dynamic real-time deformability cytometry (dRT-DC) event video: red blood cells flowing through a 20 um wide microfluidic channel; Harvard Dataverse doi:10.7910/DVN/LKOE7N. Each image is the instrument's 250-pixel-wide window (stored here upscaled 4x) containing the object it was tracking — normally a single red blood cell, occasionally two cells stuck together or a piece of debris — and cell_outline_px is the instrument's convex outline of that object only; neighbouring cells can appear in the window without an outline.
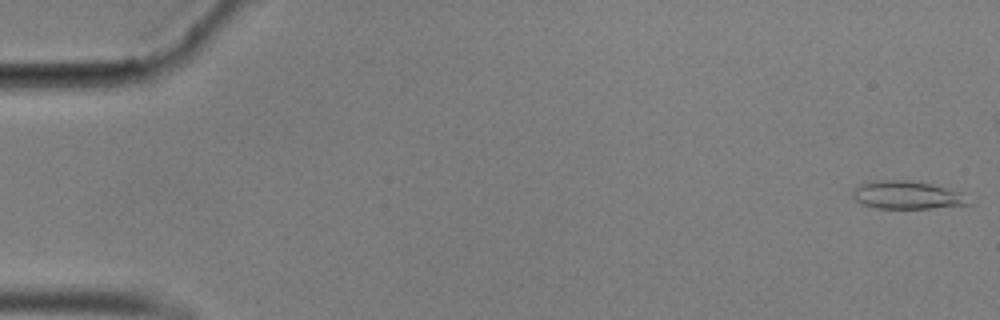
{"species": "common noctule bat (a hibernating species)", "species_latin": "Nyctalus noctula", "temperature_condition": "cold", "stored_images_in_passage": 24, "camera_frame_rate_fps": 3000, "um_per_image_px": 0.085, "animal": {"sex": "male", "body_mass_g": 17.9}, "frame": {"image": 1, "passage_image": 1, "time_ms": 0.0, "image_size_px": [1000, 320], "cell_outline_px": [[972, 204], [932, 208], [876, 208], [864, 204], [856, 200], [852, 196], [852, 192], [860, 184], [872, 180], [908, 180], [932, 184], [964, 192]], "centroid_in_image_um": [77.14, 16.57], "position_along_channel_um": 7.9, "area_um2": 19.02}}
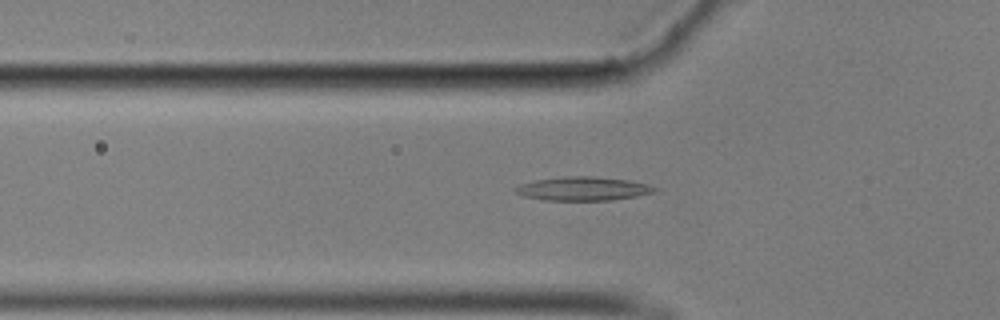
{"frame": {"image": 2, "passage_image": 19, "time_ms": 6.0, "image_size_px": [1000, 320], "cell_outline_px": [[656, 188], [652, 192], [636, 196], [608, 200], [544, 200], [524, 196], [512, 192], [512, 188], [536, 180], [564, 176], [592, 176], [628, 180], [644, 184]], "centroid_in_image_um": [49.46, 16.04], "position_along_channel_um": 76.3, "area_um2": 18.9}}
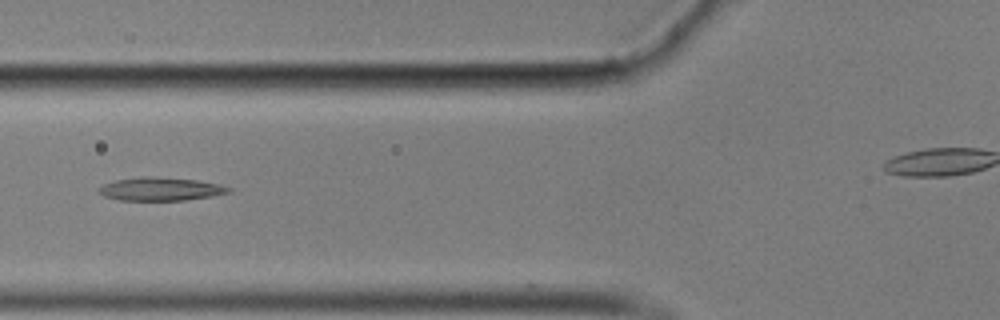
{"frame": {"image": 3, "passage_image": 22, "time_ms": 7.0, "image_size_px": [1000, 320], "cell_outline_px": [[232, 192], [212, 196], [184, 200], [120, 200], [104, 196], [100, 192], [100, 188], [104, 184], [116, 180], [140, 176], [148, 176], [196, 180], [220, 184], [232, 188]], "centroid_in_image_um": [13.7, 16.06], "position_along_channel_um": 112.1, "area_um2": 17.46}}